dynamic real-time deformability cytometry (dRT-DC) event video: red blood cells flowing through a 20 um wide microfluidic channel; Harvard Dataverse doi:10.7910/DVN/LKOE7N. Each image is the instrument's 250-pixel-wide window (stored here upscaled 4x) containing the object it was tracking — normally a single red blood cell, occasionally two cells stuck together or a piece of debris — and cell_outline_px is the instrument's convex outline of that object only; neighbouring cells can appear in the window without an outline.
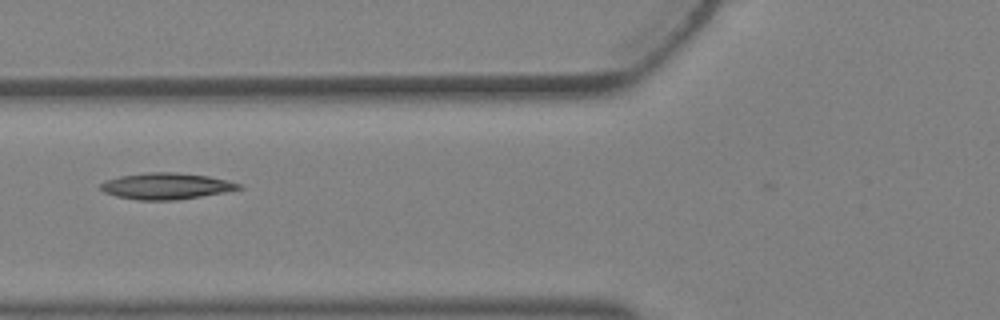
{"species": "Egyptian fruit bat (a non-hibernating species)", "species_latin": "Rousettus aegyptiacus", "temperature_condition": "warm", "stored_images_in_passage": 5, "camera_frame_rate_fps": 3000, "um_per_image_px": 0.085, "animal": {"sex": "female"}, "frame": {"image": 1, "passage_image": 5, "time_ms": 1.333, "image_size_px": [1000, 320], "cell_outline_px": [[244, 188], [224, 192], [176, 200], [136, 200], [116, 196], [104, 192], [100, 188], [100, 184], [104, 180], [120, 176], [148, 172], [176, 172], [208, 176], [228, 180], [240, 184]], "centroid_in_image_um": [14.1, 15.81], "position_along_channel_um": 111.7, "area_um2": 21.21}}